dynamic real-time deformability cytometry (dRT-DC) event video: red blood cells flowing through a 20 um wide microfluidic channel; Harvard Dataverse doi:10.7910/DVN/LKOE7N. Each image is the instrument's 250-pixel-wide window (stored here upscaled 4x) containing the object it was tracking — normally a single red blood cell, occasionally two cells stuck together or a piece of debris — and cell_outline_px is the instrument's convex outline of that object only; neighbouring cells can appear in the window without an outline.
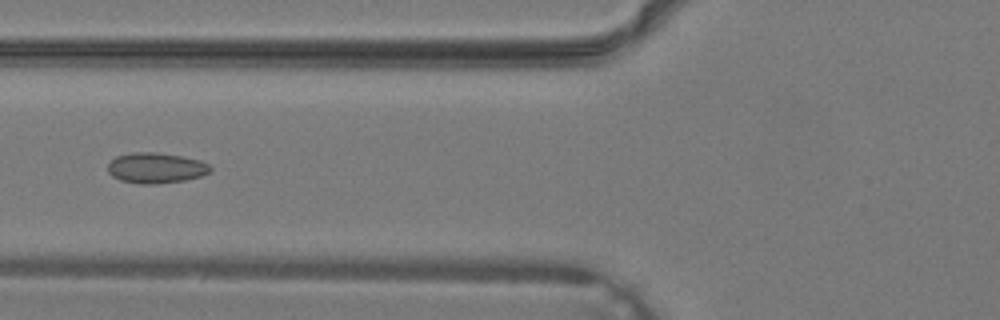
{"species": "common noctule bat (a hibernating species)", "species_latin": "Nyctalus noctula", "temperature_condition": "warm", "stored_images_in_passage": 30, "camera_frame_rate_fps": 3000, "um_per_image_px": 0.085, "animal": {"sex": "male", "body_mass_g": 19.2, "forearm_length_mm": 51.8}, "frame": {"image": 1, "passage_image": 7, "time_ms": 2.0, "image_size_px": [1000, 320], "cell_outline_px": [[212, 172], [200, 176], [184, 180], [156, 184], [140, 184], [120, 180], [112, 176], [108, 172], [108, 164], [116, 156], [132, 152], [152, 152], [180, 156], [200, 160], [208, 164], [212, 168]], "centroid_in_image_um": [13.25, 14.28], "position_along_channel_um": 112.6, "area_um2": 18.21}}
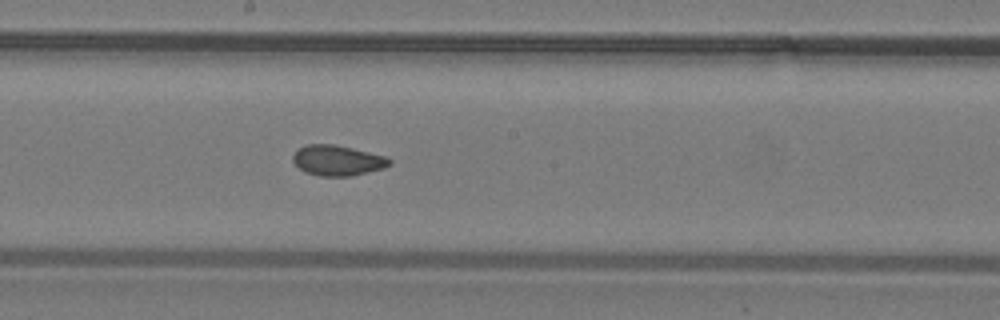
{"frame": {"image": 2, "passage_image": 13, "time_ms": 4.0, "image_size_px": [1000, 320], "cell_outline_px": [[392, 164], [384, 168], [352, 176], [320, 176], [304, 172], [292, 160], [292, 156], [304, 144], [332, 144], [352, 148], [384, 156], [392, 160]], "centroid_in_image_um": [28.69, 13.64], "position_along_channel_um": 219.5, "area_um2": 17.05}}
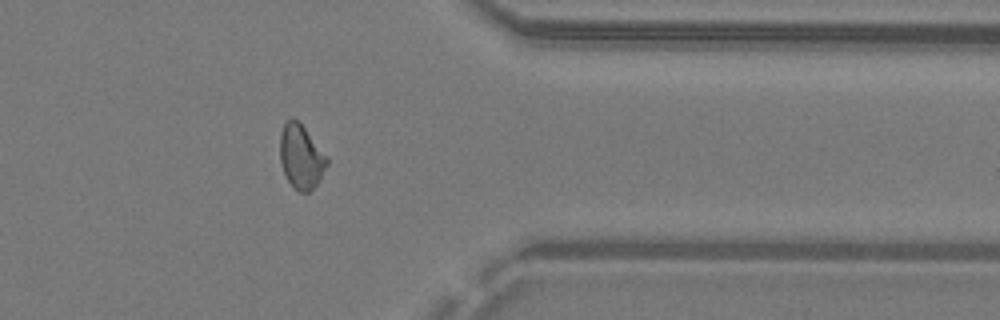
{"frame": {"image": 3, "passage_image": 23, "time_ms": 7.333, "image_size_px": [1000, 320], "cell_outline_px": [[328, 164], [316, 184], [308, 192], [300, 192], [288, 180], [284, 172], [280, 160], [280, 132], [284, 124], [292, 116], [304, 128], [328, 160]], "centroid_in_image_um": [25.56, 13.31], "position_along_channel_um": 385.8, "area_um2": 16.88}}